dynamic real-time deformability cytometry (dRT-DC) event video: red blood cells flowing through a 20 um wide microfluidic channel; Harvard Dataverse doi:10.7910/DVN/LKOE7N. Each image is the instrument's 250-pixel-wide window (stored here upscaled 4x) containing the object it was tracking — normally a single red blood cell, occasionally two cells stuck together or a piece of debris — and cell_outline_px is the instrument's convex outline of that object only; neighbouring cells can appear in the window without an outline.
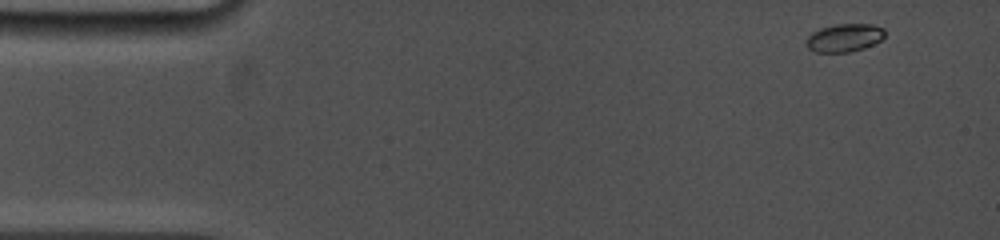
{"species": "common noctule bat (a hibernating species)", "species_latin": "Nyctalus noctula", "temperature_condition": "cold", "stored_images_in_passage": 23, "camera_frame_rate_fps": 5000, "um_per_image_px": 0.085, "animal": {"sex": "female", "body_mass_g": 19.0, "forearm_length_mm": 53.3}, "frame": {"image": 1, "passage_image": 1, "time_ms": 0.0, "image_size_px": [1000, 240], "cell_outline_px": [[884, 36], [880, 40], [864, 48], [848, 52], [816, 52], [808, 48], [804, 44], [804, 40], [812, 32], [820, 28], [836, 24], [872, 24], [884, 28]], "centroid_in_image_um": [71.73, 3.21], "position_along_channel_um": 13.3, "area_um2": 12.89}}
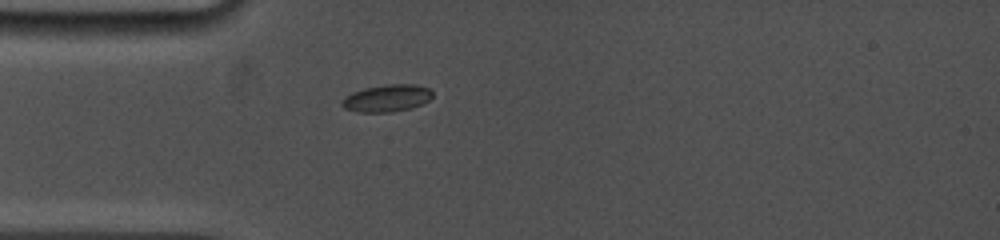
{"frame": {"image": 2, "passage_image": 20, "time_ms": 3.6, "image_size_px": [1000, 240], "cell_outline_px": [[432, 96], [428, 100], [412, 108], [392, 112], [360, 112], [344, 108], [340, 104], [340, 100], [344, 96], [352, 92], [364, 88], [388, 84], [416, 84], [428, 88], [432, 92]], "centroid_in_image_um": [32.84, 8.34], "position_along_channel_um": 52.2, "area_um2": 14.39}}